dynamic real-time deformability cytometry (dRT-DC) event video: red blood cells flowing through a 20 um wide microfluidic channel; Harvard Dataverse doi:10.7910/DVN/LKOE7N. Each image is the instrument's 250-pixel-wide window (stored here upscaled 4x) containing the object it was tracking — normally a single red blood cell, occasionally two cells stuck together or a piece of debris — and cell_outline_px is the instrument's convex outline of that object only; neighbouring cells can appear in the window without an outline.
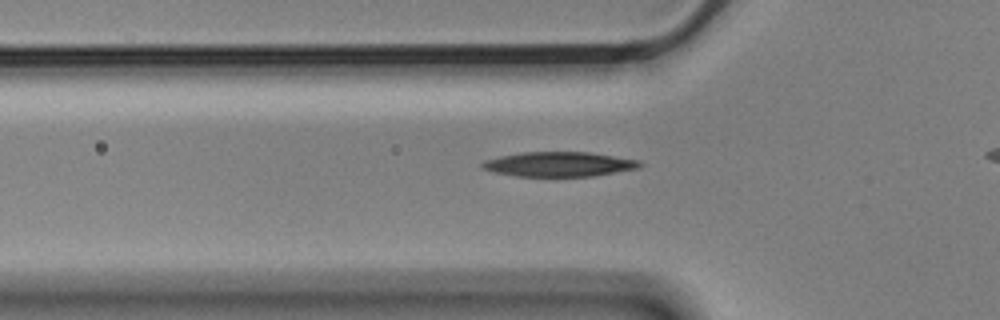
{"species": "Egyptian fruit bat (a non-hibernating species)", "species_latin": "Rousettus aegyptiacus", "temperature_condition": "cold", "stored_images_in_passage": 3, "camera_frame_rate_fps": 3000, "um_per_image_px": 0.085, "animal": {"sex": "male"}, "frame": {"image": 1, "passage_image": 2, "time_ms": 0.333, "image_size_px": [1000, 320], "cell_outline_px": [[644, 164], [640, 168], [592, 176], [516, 176], [492, 172], [480, 168], [480, 164], [484, 160], [500, 156], [524, 152], [588, 152], [640, 160]], "centroid_in_image_um": [47.5, 13.96], "position_along_channel_um": 78.3, "area_um2": 22.77}}